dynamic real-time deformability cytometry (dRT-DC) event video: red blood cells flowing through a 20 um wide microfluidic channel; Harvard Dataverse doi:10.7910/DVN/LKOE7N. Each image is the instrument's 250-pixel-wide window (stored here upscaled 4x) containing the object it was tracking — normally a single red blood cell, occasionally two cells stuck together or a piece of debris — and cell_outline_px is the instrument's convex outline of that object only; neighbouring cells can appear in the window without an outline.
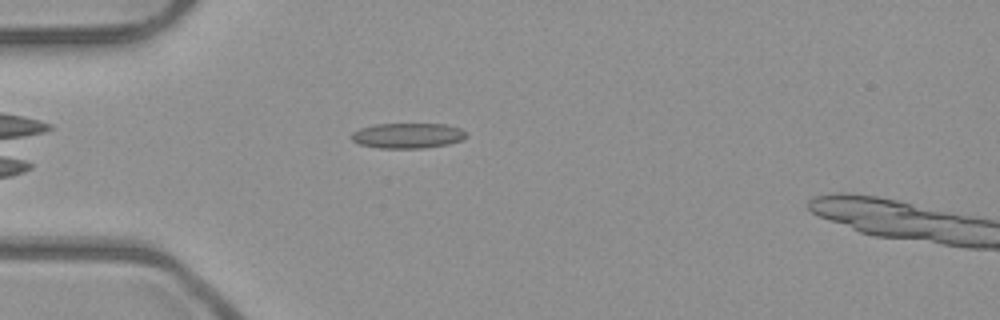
{"species": "common noctule bat (a hibernating species)", "species_latin": "Nyctalus noctula", "temperature_condition": "room temperature", "stored_images_in_passage": 5, "camera_frame_rate_fps": 3000, "um_per_image_px": 0.085, "animal": {"sex": "male", "body_mass_g": 23.1, "forearm_length_mm": 52.7}, "frame": {"image": 1, "passage_image": 5, "time_ms": 1.333, "image_size_px": [1000, 320], "cell_outline_px": [[464, 140], [448, 144], [424, 148], [376, 148], [360, 144], [352, 140], [352, 132], [360, 128], [376, 124], [448, 124], [460, 128], [464, 132]], "centroid_in_image_um": [34.65, 11.53], "position_along_channel_um": 50.4, "area_um2": 16.88}}